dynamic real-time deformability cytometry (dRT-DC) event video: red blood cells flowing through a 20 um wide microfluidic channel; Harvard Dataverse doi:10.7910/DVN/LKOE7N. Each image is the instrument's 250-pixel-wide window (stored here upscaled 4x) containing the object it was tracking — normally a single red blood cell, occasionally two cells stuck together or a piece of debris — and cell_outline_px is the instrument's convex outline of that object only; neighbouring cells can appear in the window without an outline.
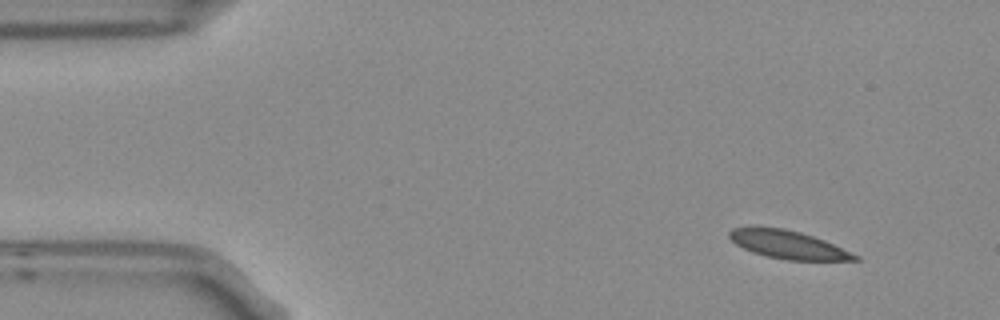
{"species": "Egyptian fruit bat (a non-hibernating species)", "species_latin": "Rousettus aegyptiacus", "temperature_condition": "room temperature", "stored_images_in_passage": 4, "camera_frame_rate_fps": 3000, "um_per_image_px": 0.085, "frame": {"image": 1, "passage_image": 1, "time_ms": 0.0, "image_size_px": [1000, 320], "cell_outline_px": [[860, 260], [788, 260], [768, 256], [752, 252], [736, 244], [728, 236], [728, 232], [732, 228], [748, 224], [756, 224], [784, 228], [800, 232], [824, 240], [860, 256]], "centroid_in_image_um": [66.89, 20.74], "position_along_channel_um": 18.1, "area_um2": 20.98}}